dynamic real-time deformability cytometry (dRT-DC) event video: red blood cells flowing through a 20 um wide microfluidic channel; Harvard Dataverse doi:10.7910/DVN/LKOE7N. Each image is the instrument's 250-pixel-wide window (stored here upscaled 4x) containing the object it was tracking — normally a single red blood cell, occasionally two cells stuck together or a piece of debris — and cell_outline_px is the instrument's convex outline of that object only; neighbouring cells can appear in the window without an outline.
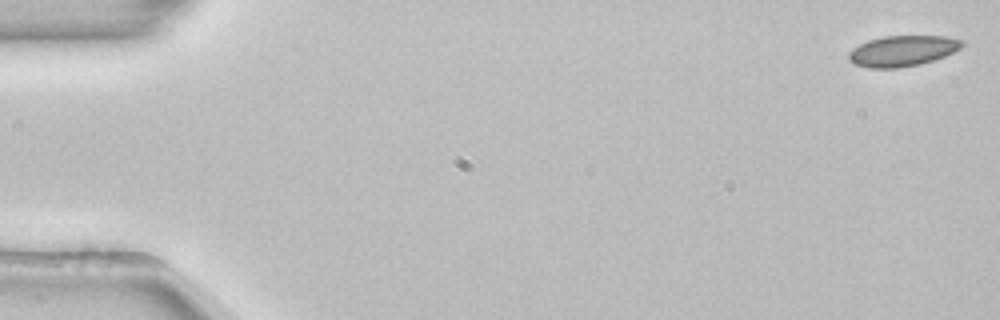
{"species": "common noctule bat (a hibernating species)", "species_latin": "Nyctalus noctula", "temperature_condition": "room temperature", "stored_images_in_passage": 53, "camera_frame_rate_fps": 3000, "um_per_image_px": 0.085, "animal": {"sex": "female", "body_mass_g": 22.7, "forearm_length_mm": 54.2}, "frame": {"image": 1, "passage_image": 1, "time_ms": 0.0, "image_size_px": [1000, 320], "cell_outline_px": [[964, 44], [960, 48], [944, 56], [920, 64], [896, 68], [868, 68], [852, 64], [848, 60], [848, 52], [852, 48], [868, 40], [884, 36], [944, 36], [964, 40]], "centroid_in_image_um": [76.66, 4.33], "position_along_channel_um": 8.3, "area_um2": 20.35}}
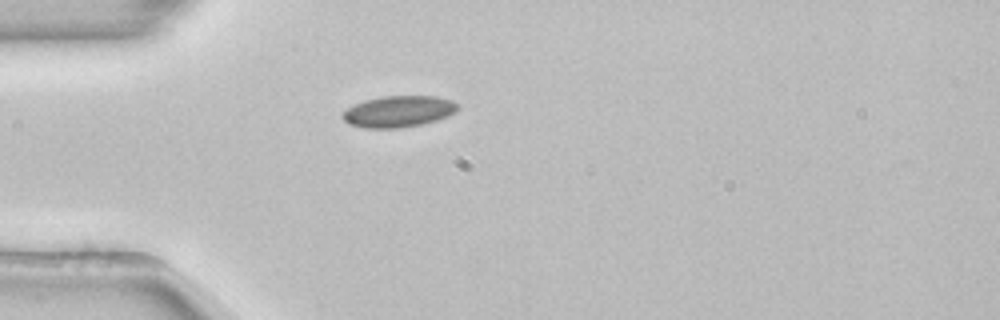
{"frame": {"image": 2, "passage_image": 15, "time_ms": 4.667, "image_size_px": [1000, 320], "cell_outline_px": [[460, 108], [456, 112], [448, 116], [436, 120], [420, 124], [400, 128], [364, 128], [348, 124], [340, 116], [348, 108], [364, 100], [384, 96], [436, 96], [452, 100], [460, 104]], "centroid_in_image_um": [33.9, 9.47], "position_along_channel_um": 51.1, "area_um2": 21.15}}
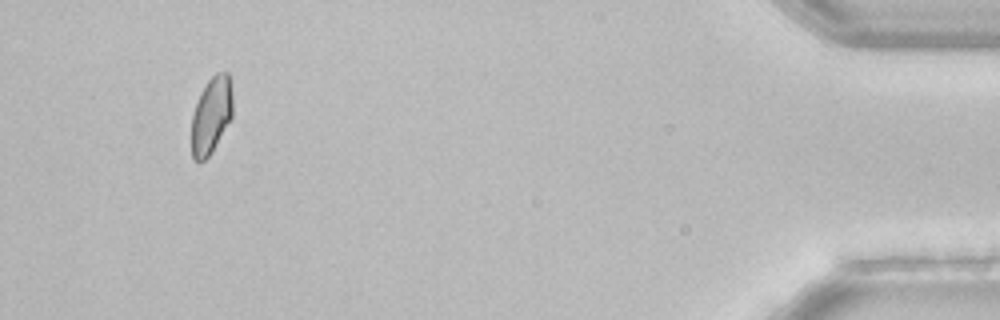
{"frame": {"image": 3, "passage_image": 50, "time_ms": 16.333, "image_size_px": [1000, 320], "cell_outline_px": [[232, 116], [212, 152], [204, 160], [192, 160], [192, 116], [200, 92], [208, 80], [216, 72], [228, 72], [232, 92]], "centroid_in_image_um": [17.96, 9.78], "position_along_channel_um": 417.2, "area_um2": 18.26}, "authors_computed_cell_mechanics": {"area_um2": 19.941, "velocity_mm_per_s": 3.8629, "shape_relaxation_time_tau1_ms": 8.4566, "shape_relaxation_time_tau2_ms": null, "deformation_change_tau1": 0.1275, "deformation_change_tau2": null}}